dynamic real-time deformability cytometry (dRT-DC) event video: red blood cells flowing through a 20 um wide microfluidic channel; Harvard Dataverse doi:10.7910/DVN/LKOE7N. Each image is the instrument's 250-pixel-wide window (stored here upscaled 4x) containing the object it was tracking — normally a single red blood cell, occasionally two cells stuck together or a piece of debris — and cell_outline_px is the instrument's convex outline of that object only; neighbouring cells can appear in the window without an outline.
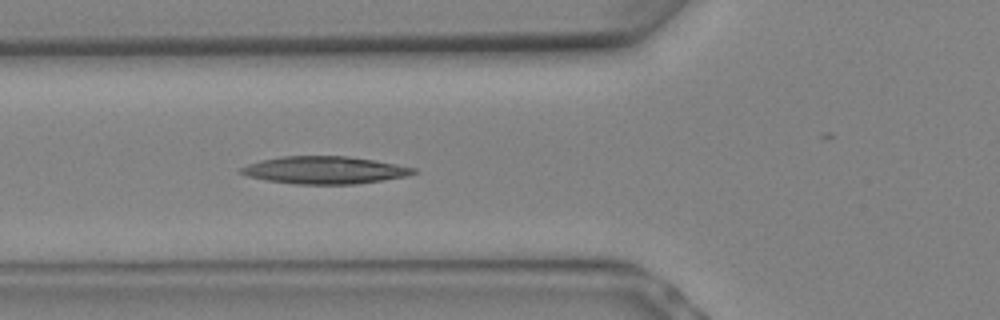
{"species": "Egyptian fruit bat (a non-hibernating species)", "species_latin": "Rousettus aegyptiacus", "temperature_condition": "warm", "stored_images_in_passage": 7, "camera_frame_rate_fps": 3000, "um_per_image_px": 0.085, "animal": {"sex": "female"}, "frame": {"image": 1, "passage_image": 7, "time_ms": 2.0, "image_size_px": [1000, 320], "cell_outline_px": [[416, 172], [404, 176], [380, 180], [352, 184], [300, 184], [268, 180], [248, 176], [240, 172], [240, 168], [248, 164], [264, 160], [284, 156], [344, 156], [372, 160], [416, 168]], "centroid_in_image_um": [27.57, 14.45], "position_along_channel_um": 98.2, "area_um2": 26.88}}